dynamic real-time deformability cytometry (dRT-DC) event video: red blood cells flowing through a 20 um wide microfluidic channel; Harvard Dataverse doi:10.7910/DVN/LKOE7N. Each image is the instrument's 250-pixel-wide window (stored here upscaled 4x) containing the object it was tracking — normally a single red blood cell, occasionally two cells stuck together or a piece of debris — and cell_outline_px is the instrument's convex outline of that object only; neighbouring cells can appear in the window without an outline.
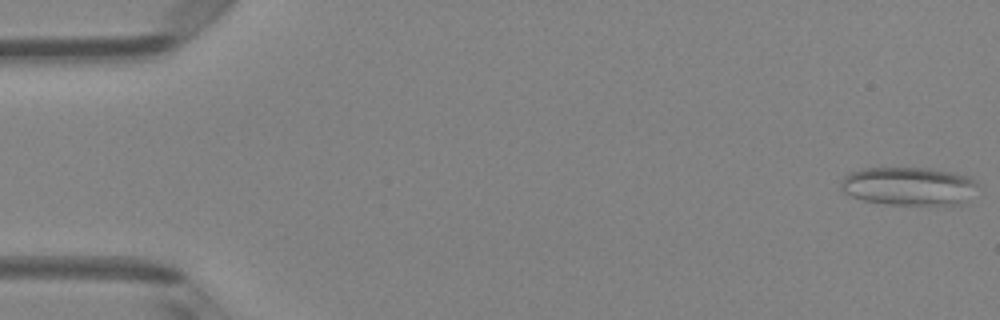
{"species": "Egyptian fruit bat (a non-hibernating species)", "species_latin": "Rousettus aegyptiacus", "temperature_condition": "room temperature", "stored_images_in_passage": 5, "camera_frame_rate_fps": 3000, "um_per_image_px": 0.085, "animal": {"sex": "female"}, "frame": {"image": 1, "passage_image": 1, "time_ms": 0.0, "image_size_px": [1000, 320], "cell_outline_px": [[976, 184], [964, 200], [960, 204], [888, 204], [864, 200], [852, 196], [844, 192], [840, 188], [840, 184], [844, 176], [852, 172], [864, 168], [932, 168], [952, 172], [968, 176]], "centroid_in_image_um": [77.16, 15.8], "position_along_channel_um": 7.8, "area_um2": 29.88}}